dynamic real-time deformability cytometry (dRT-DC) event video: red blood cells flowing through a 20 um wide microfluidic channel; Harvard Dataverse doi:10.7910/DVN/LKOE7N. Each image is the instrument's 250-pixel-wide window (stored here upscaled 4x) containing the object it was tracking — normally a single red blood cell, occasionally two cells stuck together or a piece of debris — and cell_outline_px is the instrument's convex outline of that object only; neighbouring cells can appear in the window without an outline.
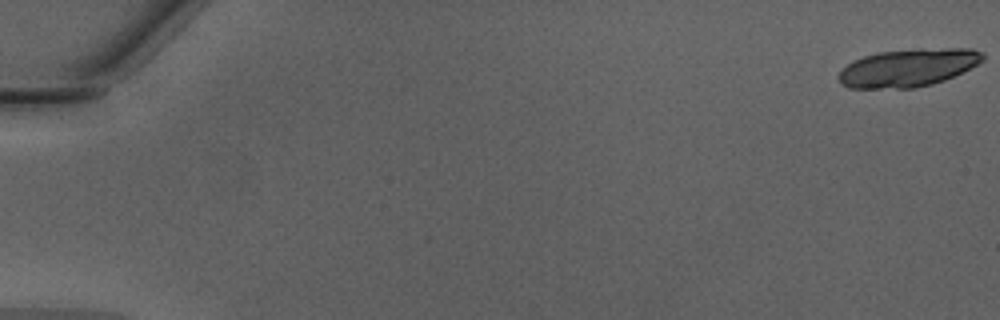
{"species": "Egyptian fruit bat (a non-hibernating species)", "species_latin": "Rousettus aegyptiacus", "temperature_condition": "warm", "stored_images_in_passage": 20, "camera_frame_rate_fps": 3000, "um_per_image_px": 0.085, "animal": {"sex": "male"}, "frame": {"image": 1, "passage_image": 1, "time_ms": 0.0, "image_size_px": [1000, 320], "cell_outline_px": [[984, 60], [944, 80], [932, 84], [916, 88], [848, 88], [840, 84], [840, 72], [848, 64], [864, 56], [880, 52], [920, 48], [972, 48], [984, 52]], "centroid_in_image_um": [77.21, 5.75], "position_along_channel_um": 7.8, "area_um2": 31.56}}